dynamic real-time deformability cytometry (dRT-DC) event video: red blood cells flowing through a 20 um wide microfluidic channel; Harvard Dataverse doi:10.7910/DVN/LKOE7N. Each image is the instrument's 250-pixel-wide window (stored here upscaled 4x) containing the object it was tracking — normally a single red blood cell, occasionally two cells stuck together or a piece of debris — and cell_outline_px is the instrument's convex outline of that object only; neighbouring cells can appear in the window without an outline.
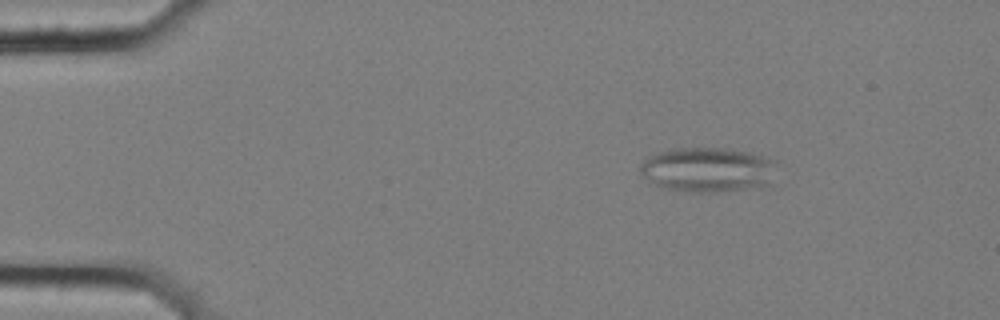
{"species": "common noctule bat (a hibernating species)", "species_latin": "Nyctalus noctula", "temperature_condition": "cold", "stored_images_in_passage": 5, "camera_frame_rate_fps": 3000, "um_per_image_px": 0.085, "animal": {"sex": "female", "body_mass_g": 25.1}, "frame": {"image": 1, "passage_image": 3, "time_ms": 0.667, "image_size_px": [1000, 320], "cell_outline_px": [[776, 164], [768, 184], [760, 188], [720, 192], [692, 192], [668, 188], [656, 184], [644, 176], [640, 172], [640, 164], [648, 156], [656, 152], [676, 148], [728, 148], [748, 152], [776, 160]], "centroid_in_image_um": [60.18, 14.42], "position_along_channel_um": 24.8, "area_um2": 35.6}}